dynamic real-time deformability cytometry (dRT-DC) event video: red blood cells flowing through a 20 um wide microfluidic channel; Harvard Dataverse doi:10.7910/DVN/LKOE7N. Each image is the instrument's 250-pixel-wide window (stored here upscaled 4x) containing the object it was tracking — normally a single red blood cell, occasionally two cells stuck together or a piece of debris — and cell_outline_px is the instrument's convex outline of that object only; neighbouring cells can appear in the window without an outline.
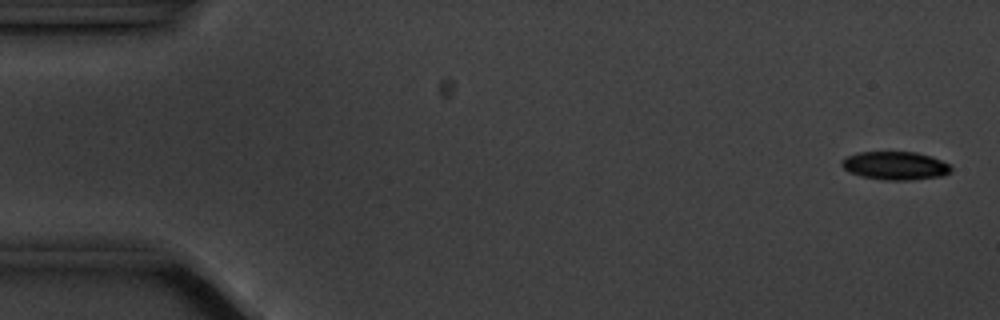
{"species": "common noctule bat (a hibernating species)", "species_latin": "Nyctalus noctula", "temperature_condition": "cold", "stored_images_in_passage": 57, "camera_frame_rate_fps": 3000, "um_per_image_px": 0.085, "animal": {"sex": "male", "body_mass_g": 20.1, "forearm_length_mm": 53.5}, "frame": {"image": 1, "passage_image": 2, "time_ms": 0.333, "image_size_px": [1000, 320], "cell_outline_px": [[952, 172], [940, 176], [908, 180], [884, 180], [864, 176], [848, 172], [840, 164], [840, 160], [848, 156], [860, 152], [916, 152], [932, 156], [952, 164]], "centroid_in_image_um": [76.13, 14.07], "position_along_channel_um": 8.9, "area_um2": 18.09}}
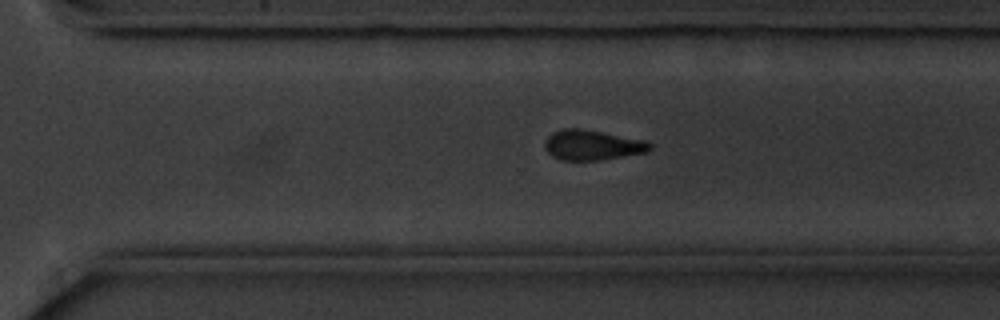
{"frame": {"image": 2, "passage_image": 39, "time_ms": 12.667, "image_size_px": [1000, 320], "cell_outline_px": [[652, 148], [648, 152], [600, 160], [560, 160], [552, 156], [544, 148], [544, 144], [548, 136], [552, 132], [564, 128], [580, 128], [644, 140], [652, 144]], "centroid_in_image_um": [50.33, 12.33], "position_along_channel_um": 320.3, "area_um2": 18.44}}
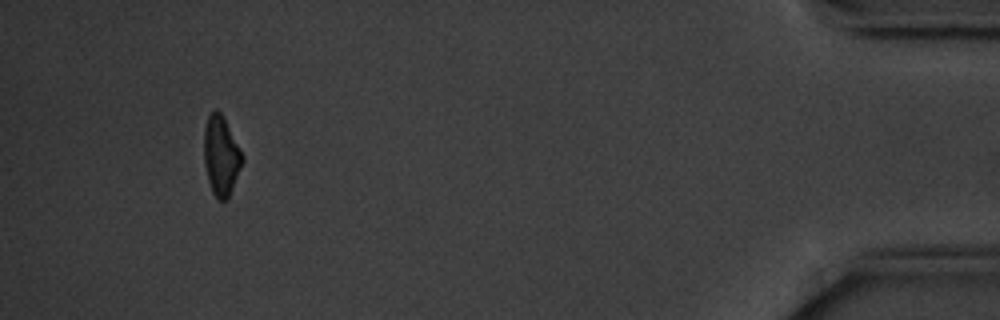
{"frame": {"image": 3, "passage_image": 53, "time_ms": 17.333, "image_size_px": [1000, 320], "cell_outline_px": [[244, 160], [228, 200], [220, 200], [212, 192], [208, 180], [204, 164], [204, 128], [208, 116], [212, 108], [216, 108], [220, 112], [240, 148], [244, 156]], "centroid_in_image_um": [18.79, 13.23], "position_along_channel_um": 416.4, "area_um2": 17.8}, "authors_computed_cell_mechanics": {"area_um2": 19.074, "velocity_mm_per_s": 3.5429, "shape_relaxation_time_tau1_ms": 3.6155, "shape_relaxation_time_tau2_ms": null, "deformation_change_tau1": 0.1187, "deformation_change_tau2": null}}